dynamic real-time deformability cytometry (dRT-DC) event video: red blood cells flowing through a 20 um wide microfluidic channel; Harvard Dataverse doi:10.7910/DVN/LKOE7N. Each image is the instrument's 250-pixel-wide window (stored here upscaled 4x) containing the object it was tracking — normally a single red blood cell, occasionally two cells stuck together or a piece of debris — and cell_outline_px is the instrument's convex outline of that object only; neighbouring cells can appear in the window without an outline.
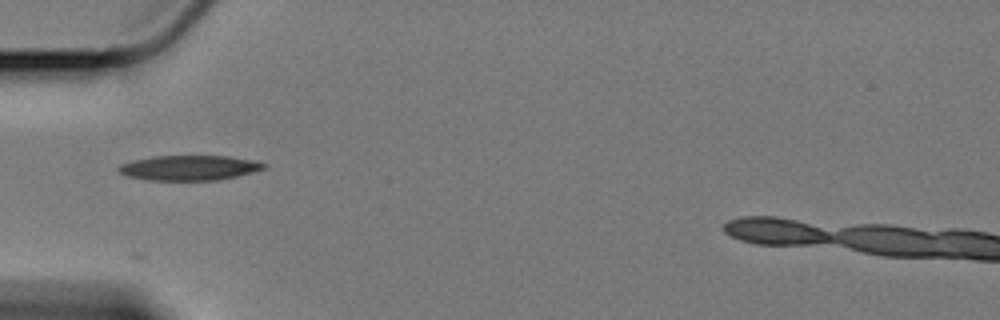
{"species": "Egyptian fruit bat (a non-hibernating species)", "species_latin": "Rousettus aegyptiacus", "temperature_condition": "cold", "stored_images_in_passage": 36, "camera_frame_rate_fps": 3000, "um_per_image_px": 0.085, "animal": {"sex": "female"}, "frame": {"image": 1, "passage_image": 1, "time_ms": 0.0, "image_size_px": [1000, 320], "cell_outline_px": [[268, 164], [264, 168], [252, 172], [236, 176], [216, 180], [148, 180], [128, 176], [120, 172], [116, 168], [120, 164], [132, 160], [152, 156], [228, 156], [252, 160]], "centroid_in_image_um": [16.05, 14.26], "position_along_channel_um": 69.0, "area_um2": 21.04}}
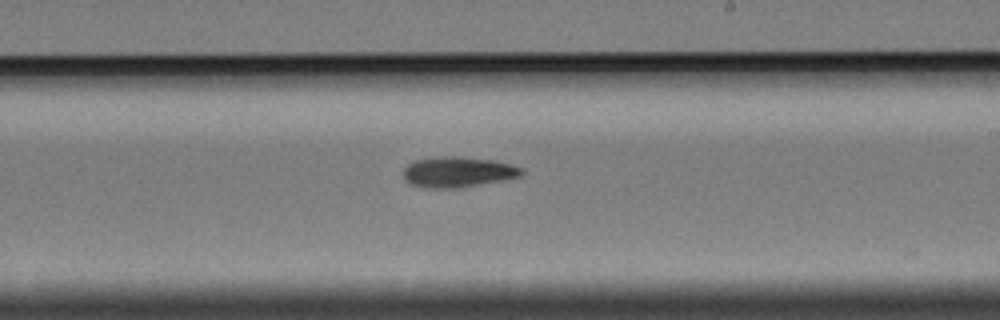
{"frame": {"image": 2, "passage_image": 17, "time_ms": 5.333, "image_size_px": [1000, 320], "cell_outline_px": [[524, 172], [520, 176], [500, 180], [456, 188], [428, 188], [408, 184], [404, 180], [404, 168], [408, 164], [416, 160], [432, 156], [456, 156], [496, 160], [512, 164], [524, 168]], "centroid_in_image_um": [38.9, 14.6], "position_along_channel_um": 250.1, "area_um2": 21.15}}
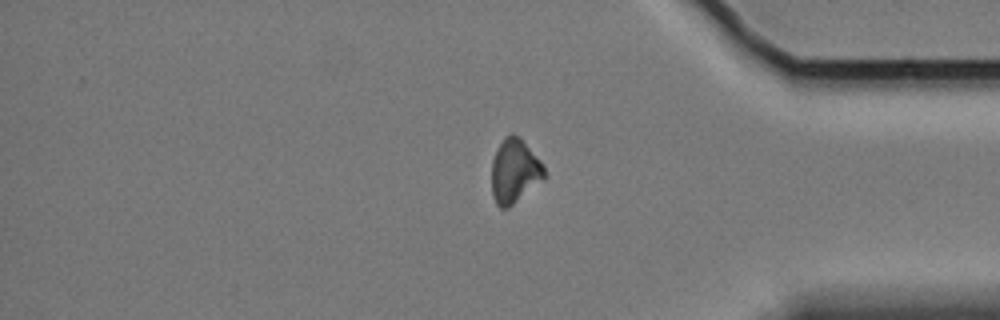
{"frame": {"image": 3, "passage_image": 31, "time_ms": 10.0, "image_size_px": [1000, 320], "cell_outline_px": [[544, 180], [508, 208], [500, 208], [496, 204], [492, 196], [492, 160], [504, 136], [512, 132], [520, 136], [544, 164]], "centroid_in_image_um": [43.75, 14.53], "position_along_channel_um": 391.5, "area_um2": 19.88}}